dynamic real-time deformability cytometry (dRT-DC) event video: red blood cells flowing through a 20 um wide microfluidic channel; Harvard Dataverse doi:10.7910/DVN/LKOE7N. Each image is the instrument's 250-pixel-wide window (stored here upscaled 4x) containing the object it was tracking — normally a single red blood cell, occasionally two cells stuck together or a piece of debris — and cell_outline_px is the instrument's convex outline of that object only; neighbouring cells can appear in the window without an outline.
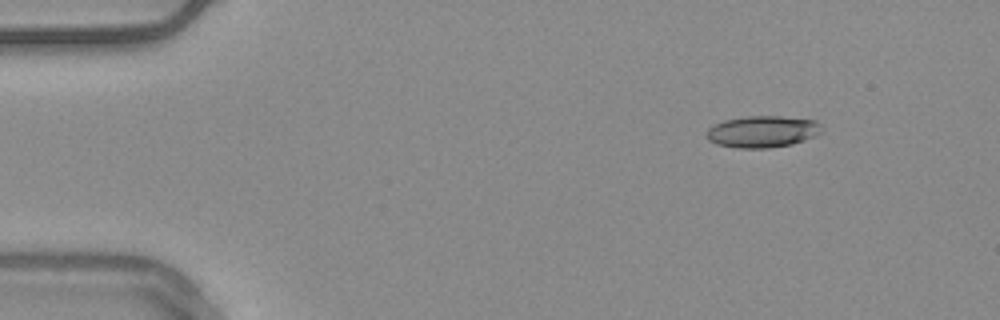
{"species": "common noctule bat (a hibernating species)", "species_latin": "Nyctalus noctula", "temperature_condition": "warm", "stored_images_in_passage": 48, "camera_frame_rate_fps": 3000, "um_per_image_px": 0.085, "animal": {"sex": "male", "body_mass_g": 20.4}, "frame": {"image": 1, "passage_image": 1, "time_ms": 0.0, "image_size_px": [1000, 320], "cell_outline_px": [[820, 132], [816, 136], [792, 144], [768, 148], [736, 148], [716, 144], [708, 140], [704, 132], [708, 128], [724, 120], [748, 116], [780, 116], [816, 120], [820, 124]], "centroid_in_image_um": [64.78, 11.19], "position_along_channel_um": 20.2, "area_um2": 21.33}}
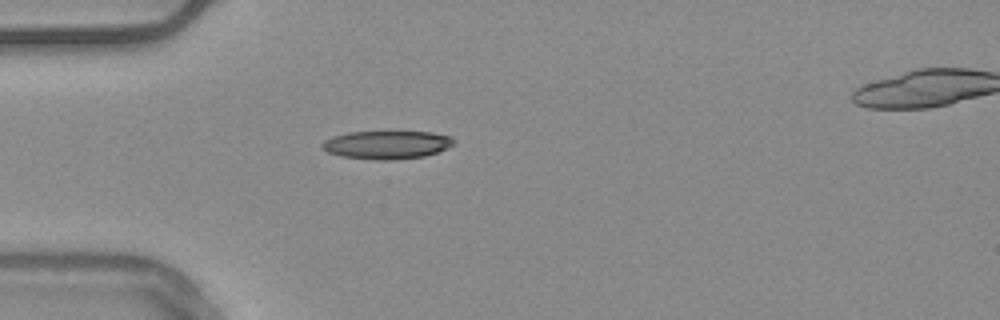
{"frame": {"image": 2, "passage_image": 10, "time_ms": 3.0, "image_size_px": [1000, 320], "cell_outline_px": [[456, 144], [436, 152], [424, 156], [392, 160], [380, 160], [340, 156], [328, 152], [320, 148], [320, 144], [324, 140], [332, 136], [348, 132], [432, 132], [452, 136], [456, 140]], "centroid_in_image_um": [32.87, 12.3], "position_along_channel_um": 52.1, "area_um2": 21.79}}
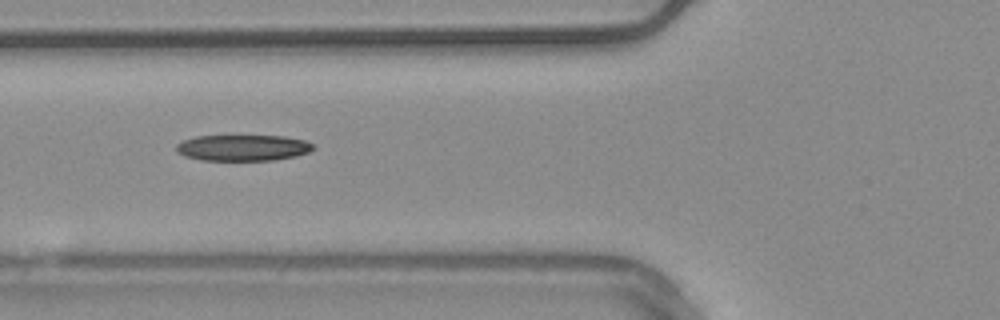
{"frame": {"image": 3, "passage_image": 15, "time_ms": 4.667, "image_size_px": [1000, 320], "cell_outline_px": [[316, 148], [308, 152], [296, 156], [276, 160], [200, 160], [184, 156], [176, 152], [176, 144], [184, 140], [196, 136], [284, 136], [304, 140], [312, 144]], "centroid_in_image_um": [20.64, 12.56], "position_along_channel_um": 105.2, "area_um2": 20.87}, "authors_computed_cell_mechanics": {"area_um2": 21.1548, "velocity_mm_per_s": 3.7868, "shape_relaxation_time_tau1_ms": null, "shape_relaxation_time_tau2_ms": 9.7357, "deformation_change_tau1": null, "deformation_change_tau2": 0.2269}}